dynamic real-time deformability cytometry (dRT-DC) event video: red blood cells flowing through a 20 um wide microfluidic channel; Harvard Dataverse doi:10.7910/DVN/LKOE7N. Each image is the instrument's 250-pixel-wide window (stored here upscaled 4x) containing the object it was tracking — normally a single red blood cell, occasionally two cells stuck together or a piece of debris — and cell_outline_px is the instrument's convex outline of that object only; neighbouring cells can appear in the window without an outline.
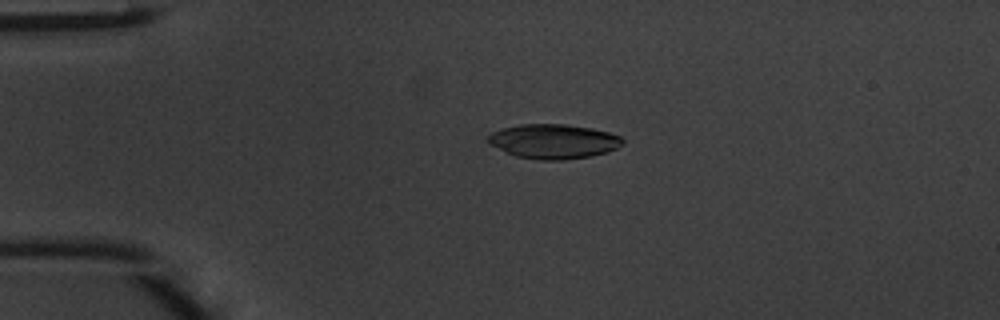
{"species": "common noctule bat (a hibernating species)", "species_latin": "Nyctalus noctula", "temperature_condition": "warm", "stored_images_in_passage": 38, "camera_frame_rate_fps": 3000, "um_per_image_px": 0.085, "animal": {"sex": "male", "body_mass_g": 20.1, "forearm_length_mm": 53.5}, "frame": {"image": 1, "passage_image": 2, "time_ms": 0.333, "image_size_px": [1000, 320], "cell_outline_px": [[624, 144], [608, 152], [592, 156], [564, 160], [540, 160], [516, 156], [488, 144], [484, 140], [492, 132], [504, 128], [520, 124], [564, 124], [592, 128], [608, 132], [620, 136], [624, 140]], "centroid_in_image_um": [47.05, 12.02], "position_along_channel_um": 38.0, "area_um2": 27.22}}
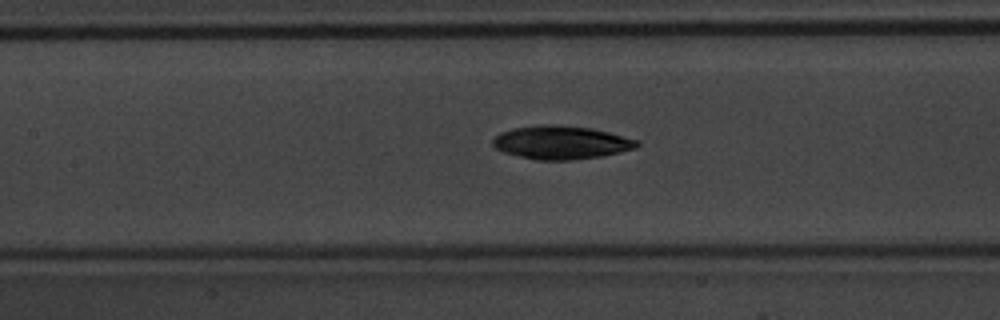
{"frame": {"image": 2, "passage_image": 13, "time_ms": 4.0, "image_size_px": [1000, 320], "cell_outline_px": [[640, 144], [636, 148], [620, 152], [600, 156], [568, 160], [536, 160], [504, 152], [496, 148], [492, 144], [492, 140], [500, 132], [512, 128], [540, 124], [556, 124], [592, 128], [640, 140]], "centroid_in_image_um": [47.7, 12.09], "position_along_channel_um": 159.7, "area_um2": 28.09}}
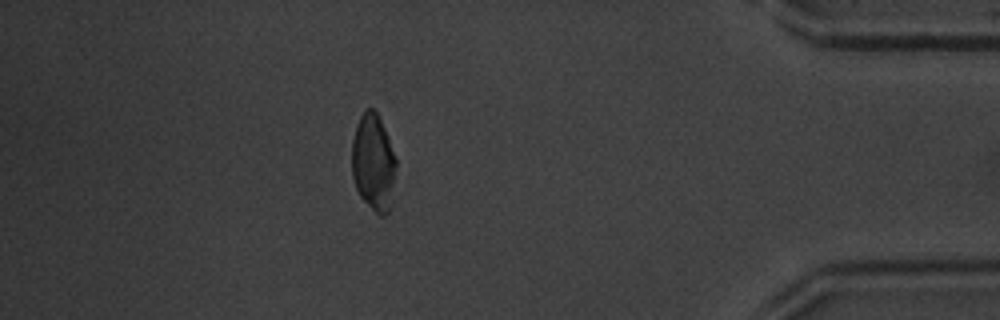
{"frame": {"image": 3, "passage_image": 33, "time_ms": 10.667, "image_size_px": [1000, 320], "cell_outline_px": [[396, 168], [388, 212], [384, 216], [380, 216], [360, 196], [356, 188], [352, 176], [352, 140], [356, 124], [360, 116], [368, 108], [372, 108], [376, 112], [384, 128], [396, 160]], "centroid_in_image_um": [31.71, 13.8], "position_along_channel_um": 403.5, "area_um2": 24.51}, "authors_computed_cell_mechanics": {"area_um2": 26.877, "velocity_mm_per_s": 4.263, "shape_relaxation_time_tau1_ms": 2.2859, "shape_relaxation_time_tau2_ms": null, "deformation_change_tau1": 0.1098, "deformation_change_tau2": null}}